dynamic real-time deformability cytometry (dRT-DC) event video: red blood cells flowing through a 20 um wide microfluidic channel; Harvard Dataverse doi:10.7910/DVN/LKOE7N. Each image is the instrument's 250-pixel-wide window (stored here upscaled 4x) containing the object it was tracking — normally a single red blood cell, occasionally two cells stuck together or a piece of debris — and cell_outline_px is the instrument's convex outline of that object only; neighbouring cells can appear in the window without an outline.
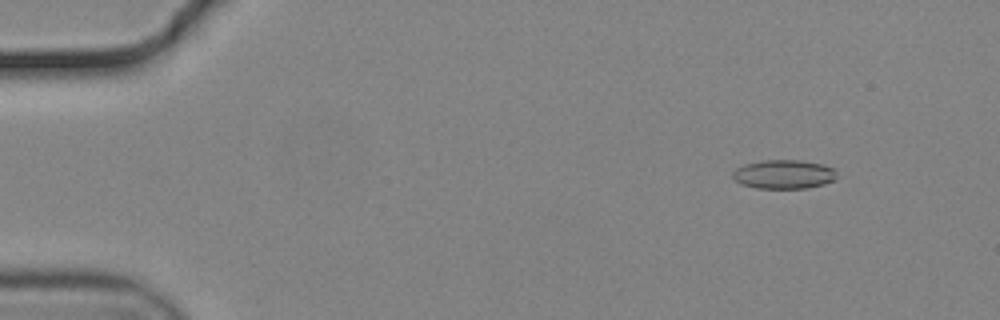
{"species": "common noctule bat (a hibernating species)", "species_latin": "Nyctalus noctula", "temperature_condition": "cold", "stored_images_in_passage": 38, "camera_frame_rate_fps": 3000, "um_per_image_px": 0.085, "animal": {"sex": "male", "body_mass_g": 19.2, "forearm_length_mm": 51.8}, "frame": {"image": 1, "passage_image": 7, "time_ms": 2.0, "image_size_px": [1000, 320], "cell_outline_px": [[836, 176], [832, 180], [824, 184], [808, 188], [756, 188], [740, 184], [732, 176], [732, 172], [736, 168], [744, 164], [764, 160], [800, 160], [824, 164], [832, 168], [836, 172]], "centroid_in_image_um": [66.6, 14.81], "position_along_channel_um": 18.4, "area_um2": 17.57}}
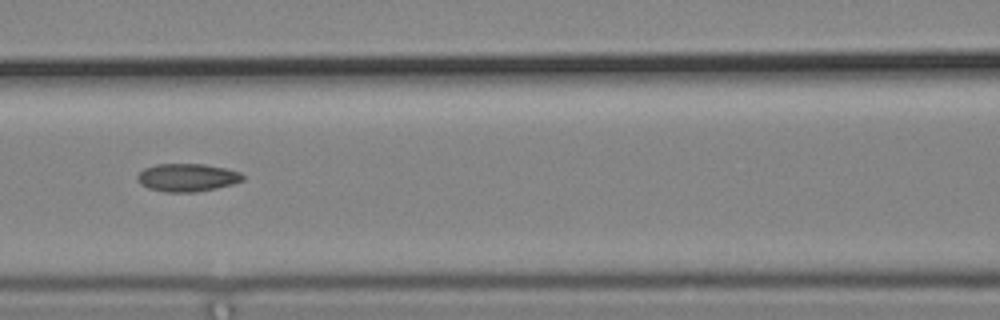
{"frame": {"image": 2, "passage_image": 26, "time_ms": 8.333, "image_size_px": [1000, 320], "cell_outline_px": [[244, 180], [232, 184], [216, 188], [196, 192], [164, 192], [148, 188], [140, 184], [136, 176], [144, 168], [156, 164], [204, 164], [224, 168], [240, 172], [244, 176]], "centroid_in_image_um": [15.9, 15.09], "position_along_channel_um": 150.7, "area_um2": 17.17}}
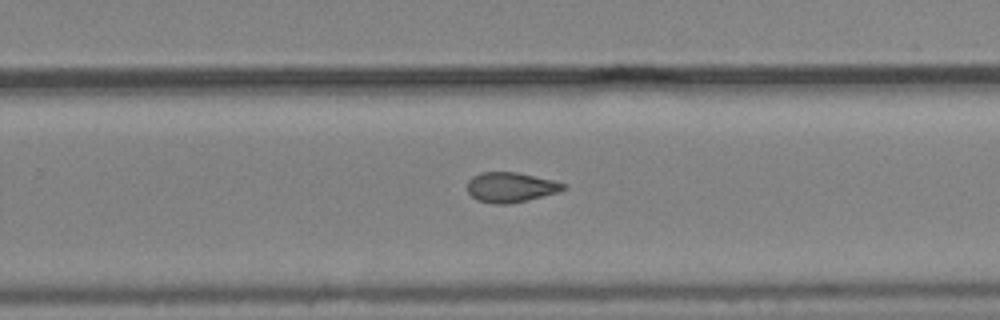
{"frame": {"image": 3, "passage_image": 37, "time_ms": 12.0, "image_size_px": [1000, 320], "cell_outline_px": [[568, 184], [560, 192], [528, 200], [508, 204], [492, 204], [476, 200], [468, 192], [468, 180], [472, 176], [480, 172], [516, 172], [552, 180]], "centroid_in_image_um": [43.4, 15.92], "position_along_channel_um": 286.4, "area_um2": 16.88}}